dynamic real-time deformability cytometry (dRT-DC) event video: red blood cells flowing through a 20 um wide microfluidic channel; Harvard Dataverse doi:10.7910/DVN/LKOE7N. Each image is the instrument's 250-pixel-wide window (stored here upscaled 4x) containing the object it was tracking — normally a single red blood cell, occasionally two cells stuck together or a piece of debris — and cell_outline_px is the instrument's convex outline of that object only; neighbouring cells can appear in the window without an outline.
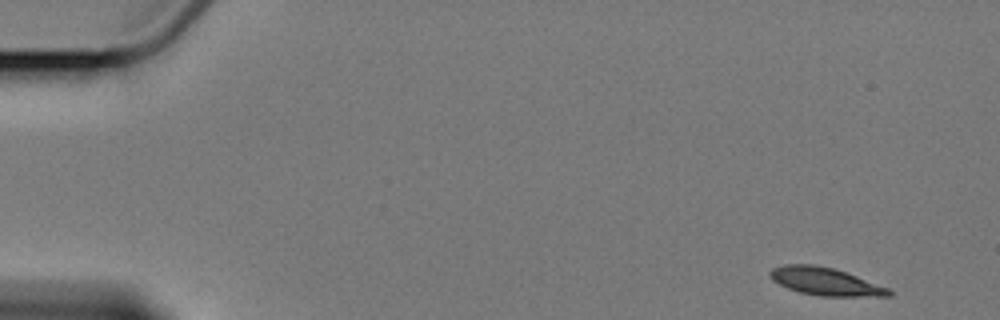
{"species": "Egyptian fruit bat (a non-hibernating species)", "species_latin": "Rousettus aegyptiacus", "temperature_condition": "cold", "stored_images_in_passage": 6, "segment_of_instrument_passage": [1, 2], "camera_frame_rate_fps": 3000, "um_per_image_px": 0.085, "animal": {"sex": "female"}, "frame": {"image": 1, "passage_image": 1, "time_ms": 0.0, "image_size_px": [1000, 320], "cell_outline_px": [[892, 296], [820, 296], [800, 292], [788, 288], [772, 280], [768, 276], [768, 272], [772, 268], [784, 264], [812, 264], [832, 268], [856, 276], [888, 288], [892, 292]], "centroid_in_image_um": [70.1, 23.92], "position_along_channel_um": 14.9, "area_um2": 19.02}}
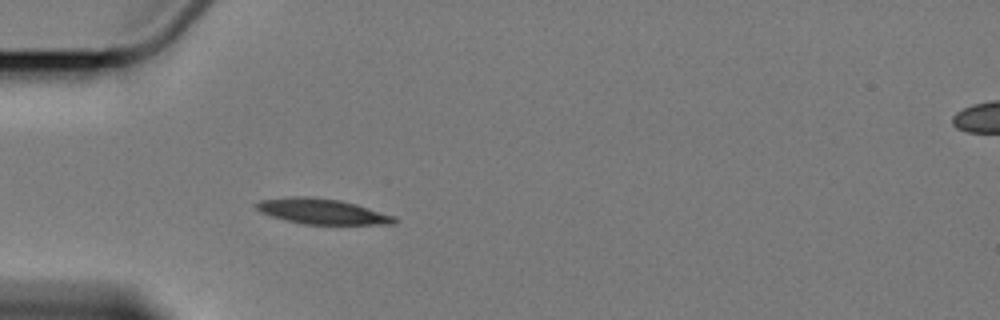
{"frame": {"image": 2, "passage_image": 5, "time_ms": 4.667, "image_size_px": [1000, 320], "cell_outline_px": [[400, 220], [396, 224], [304, 224], [272, 216], [260, 212], [256, 208], [256, 204], [260, 200], [296, 196], [308, 196], [340, 200], [356, 204], [396, 216]], "centroid_in_image_um": [27.45, 17.97], "position_along_channel_um": 57.6, "area_um2": 20.35}}